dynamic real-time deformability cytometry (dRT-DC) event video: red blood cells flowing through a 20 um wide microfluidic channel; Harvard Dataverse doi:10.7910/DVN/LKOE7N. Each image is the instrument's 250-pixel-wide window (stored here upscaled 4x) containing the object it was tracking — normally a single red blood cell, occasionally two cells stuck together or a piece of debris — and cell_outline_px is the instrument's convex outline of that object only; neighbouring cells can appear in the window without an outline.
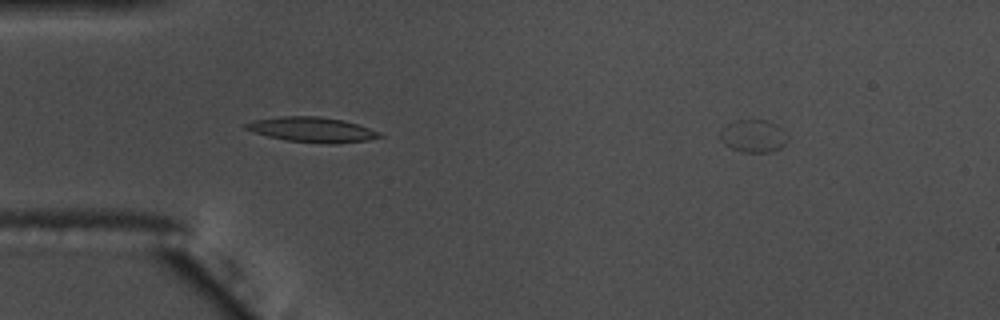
{"species": "common noctule bat (a hibernating species)", "species_latin": "Nyctalus noctula", "temperature_condition": "warm", "stored_images_in_passage": 18, "camera_frame_rate_fps": 3000, "um_per_image_px": 0.085, "animal": {"sex": "male", "body_mass_g": 17.5, "forearm_length_mm": 52.3}, "frame": {"image": 1, "passage_image": 18, "time_ms": 5.667, "image_size_px": [1000, 320], "cell_outline_px": [[788, 140], [780, 148], [772, 152], [744, 152], [732, 148], [724, 144], [720, 140], [720, 132], [728, 124], [736, 120], [768, 120], [776, 124], [788, 136]], "centroid_in_image_um": [64.05, 11.56], "position_along_channel_um": 20.9, "area_um2": 12.77}}